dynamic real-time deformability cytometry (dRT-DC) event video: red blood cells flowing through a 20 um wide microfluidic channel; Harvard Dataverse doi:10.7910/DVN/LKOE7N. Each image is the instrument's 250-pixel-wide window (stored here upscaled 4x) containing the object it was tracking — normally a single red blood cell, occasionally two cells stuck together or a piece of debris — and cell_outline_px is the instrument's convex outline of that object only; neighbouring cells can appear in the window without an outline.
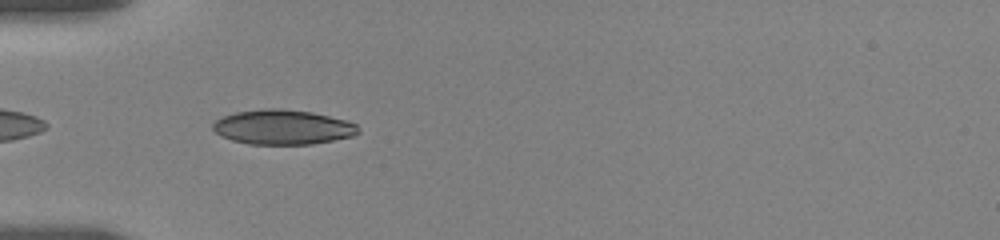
{"species": "human", "species_latin": "Homo sapiens", "temperature_condition": "room temperature", "stored_images_in_passage": 40, "camera_frame_rate_fps": 3000, "um_per_image_px": 0.085, "donor": {"sex": "female"}, "frame": {"image": 1, "passage_image": 2, "time_ms": 0.333, "image_size_px": [1000, 240], "cell_outline_px": [[360, 132], [352, 136], [312, 144], [248, 144], [232, 140], [220, 136], [212, 128], [212, 124], [220, 116], [236, 112], [264, 108], [284, 108], [312, 112], [344, 120], [356, 124], [360, 128]], "centroid_in_image_um": [24.0, 10.8], "position_along_channel_um": 61.0, "area_um2": 29.54}}
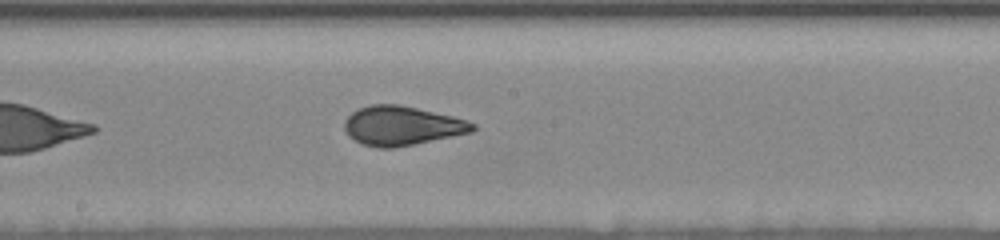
{"frame": {"image": 2, "passage_image": 15, "time_ms": 4.667, "image_size_px": [1000, 240], "cell_outline_px": [[476, 128], [472, 132], [392, 148], [376, 148], [360, 144], [348, 136], [344, 128], [344, 120], [352, 112], [360, 108], [372, 104], [400, 104], [452, 116], [476, 124]], "centroid_in_image_um": [34.11, 10.69], "position_along_channel_um": 214.1, "area_um2": 29.19}}
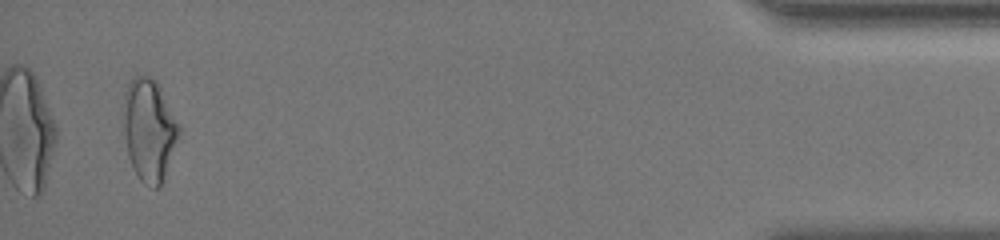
{"frame": {"image": 3, "passage_image": 38, "time_ms": 12.333, "image_size_px": [1000, 240], "cell_outline_px": [[184, 132], [160, 184], [156, 188], [148, 188], [140, 180], [132, 168], [128, 156], [124, 128], [124, 92], [128, 84], [140, 72], [156, 80], [180, 124]], "centroid_in_image_um": [12.72, 11.04], "position_along_channel_um": 422.5, "area_um2": 33.64}, "authors_computed_cell_mechanics": {"area_um2": 29.1312, "velocity_mm_per_s": 3.6241, "shape_relaxation_time_tau1_ms": 5.0102, "shape_relaxation_time_tau2_ms": 0.7143, "deformation_change_tau1": 0.1819, "deformation_change_tau2": 0.0535}}